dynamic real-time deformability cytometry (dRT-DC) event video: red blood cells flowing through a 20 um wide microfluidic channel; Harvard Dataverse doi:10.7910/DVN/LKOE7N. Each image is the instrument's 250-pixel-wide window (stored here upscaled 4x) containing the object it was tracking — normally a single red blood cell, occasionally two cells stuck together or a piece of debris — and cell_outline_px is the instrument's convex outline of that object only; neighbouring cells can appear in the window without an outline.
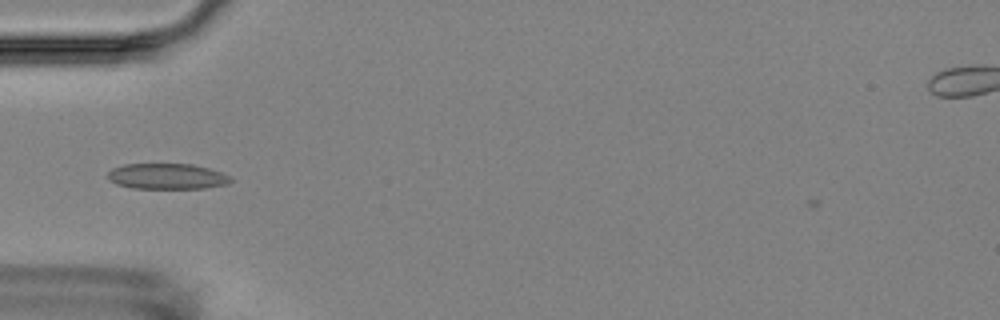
{"species": "Egyptian fruit bat (a non-hibernating species)", "species_latin": "Rousettus aegyptiacus", "temperature_condition": "room temperature", "stored_images_in_passage": 1, "camera_frame_rate_fps": 3000, "um_per_image_px": 0.085, "animal": {"sex": "female"}, "frame": {"image": 1, "passage_image": 1, "time_ms": 0.0, "image_size_px": [1000, 320], "cell_outline_px": [[232, 180], [228, 184], [204, 188], [132, 188], [116, 184], [108, 180], [108, 172], [112, 168], [124, 164], [192, 164], [208, 168], [232, 176]], "centroid_in_image_um": [14.19, 14.99], "position_along_channel_um": 70.8, "area_um2": 18.44}}